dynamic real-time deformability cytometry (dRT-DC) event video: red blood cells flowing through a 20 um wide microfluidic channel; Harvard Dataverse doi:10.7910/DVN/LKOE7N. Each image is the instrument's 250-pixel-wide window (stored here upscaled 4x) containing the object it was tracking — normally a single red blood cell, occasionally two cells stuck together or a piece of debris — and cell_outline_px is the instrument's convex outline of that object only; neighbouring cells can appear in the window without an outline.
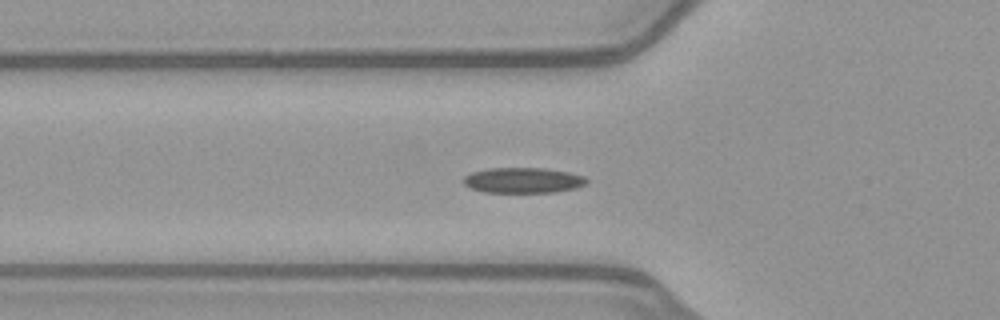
{"species": "common noctule bat (a hibernating species)", "species_latin": "Nyctalus noctula", "temperature_condition": "warm", "stored_images_in_passage": 53, "camera_frame_rate_fps": 3000, "um_per_image_px": 0.085, "animal": {"sex": "female", "body_mass_g": 21.9}, "frame": {"image": 1, "passage_image": 18, "time_ms": 5.667, "image_size_px": [1000, 320], "cell_outline_px": [[588, 180], [584, 184], [576, 188], [556, 192], [484, 192], [468, 188], [460, 180], [464, 176], [472, 172], [492, 168], [544, 168], [568, 172], [584, 176]], "centroid_in_image_um": [44.41, 15.33], "position_along_channel_um": 81.4, "area_um2": 18.32}}
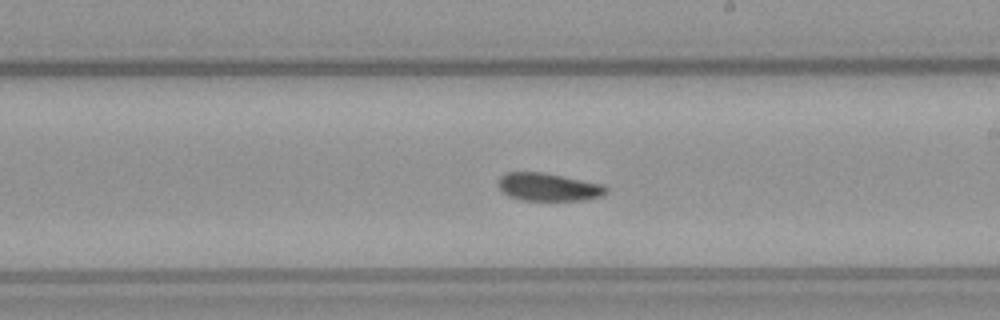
{"frame": {"image": 2, "passage_image": 30, "time_ms": 9.667, "image_size_px": [1000, 320], "cell_outline_px": [[608, 192], [604, 196], [584, 200], [520, 200], [508, 196], [496, 184], [500, 176], [504, 172], [544, 172], [604, 184], [608, 188]], "centroid_in_image_um": [46.63, 15.89], "position_along_channel_um": 242.4, "area_um2": 17.86}}
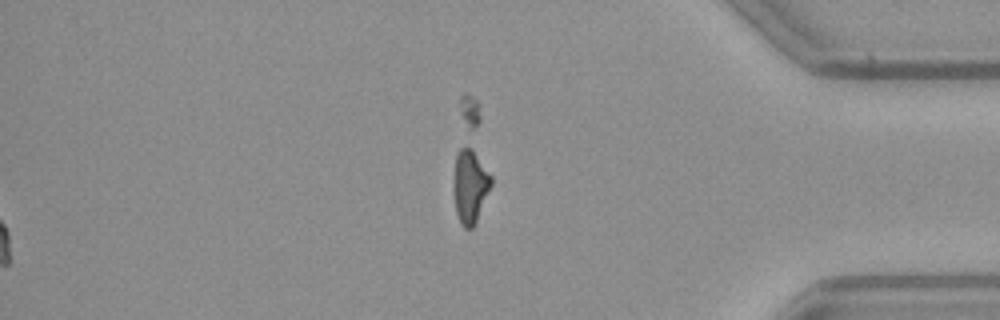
{"frame": {"image": 3, "passage_image": 53, "time_ms": 17.333, "image_size_px": [1000, 320], "cell_outline_px": [[492, 184], [476, 220], [472, 228], [464, 228], [456, 212], [452, 184], [456, 152], [460, 148], [472, 148], [492, 176]], "centroid_in_image_um": [39.93, 15.79], "position_along_channel_um": 395.3, "area_um2": 16.01}, "authors_computed_cell_mechanics": {"area_um2": 17.8024, "velocity_mm_per_s": 3.9918, "shape_relaxation_time_tau1_ms": 8.4302, "shape_relaxation_time_tau2_ms": null, "deformation_change_tau1": 0.157, "deformation_change_tau2": null}}